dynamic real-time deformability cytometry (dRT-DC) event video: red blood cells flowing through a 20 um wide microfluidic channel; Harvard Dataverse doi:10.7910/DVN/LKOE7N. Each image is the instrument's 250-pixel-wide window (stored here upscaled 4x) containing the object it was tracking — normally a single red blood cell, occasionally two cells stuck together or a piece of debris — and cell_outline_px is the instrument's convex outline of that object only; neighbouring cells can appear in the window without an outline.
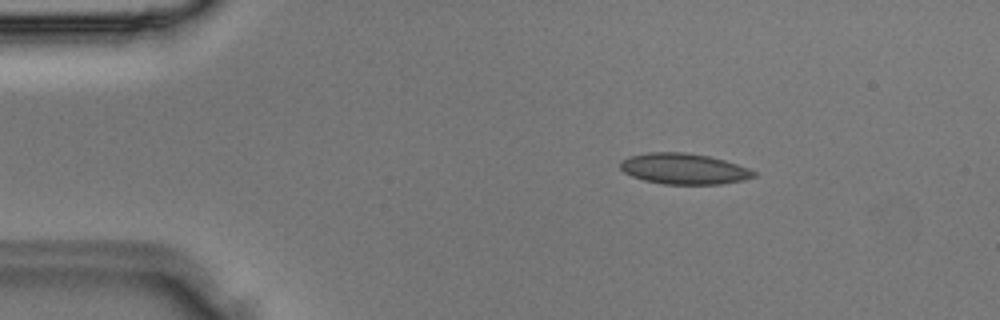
{"species": "Egyptian fruit bat (a non-hibernating species)", "species_latin": "Rousettus aegyptiacus", "temperature_condition": "room temperature", "stored_images_in_passage": 2, "camera_frame_rate_fps": 3000, "um_per_image_px": 0.085, "animal": {"sex": "male"}, "frame": {"image": 1, "passage_image": 1, "time_ms": 0.0, "image_size_px": [1000, 320], "cell_outline_px": [[756, 176], [744, 180], [720, 184], [664, 184], [644, 180], [632, 176], [624, 172], [620, 168], [620, 160], [628, 156], [648, 152], [684, 152], [708, 156], [724, 160], [748, 168], [756, 172]], "centroid_in_image_um": [58.1, 14.34], "position_along_channel_um": 26.9, "area_um2": 23.99}}